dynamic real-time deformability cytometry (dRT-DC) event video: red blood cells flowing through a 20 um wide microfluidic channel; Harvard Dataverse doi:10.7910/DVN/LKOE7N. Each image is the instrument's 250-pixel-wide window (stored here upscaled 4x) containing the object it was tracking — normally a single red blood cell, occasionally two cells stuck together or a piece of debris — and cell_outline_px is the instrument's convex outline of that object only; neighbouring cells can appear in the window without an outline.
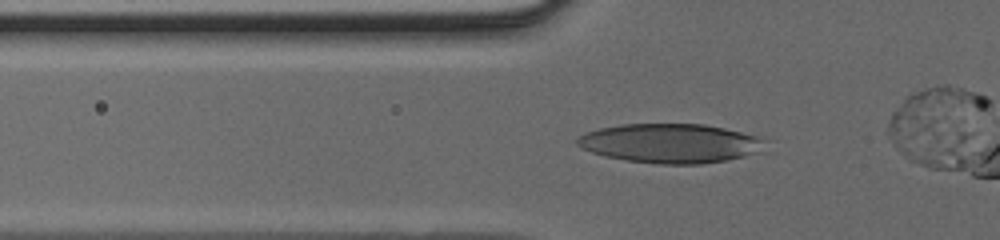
{"species": "human", "species_latin": "Homo sapiens", "temperature_condition": "cold", "stored_images_in_passage": 33, "camera_frame_rate_fps": 3000, "um_per_image_px": 0.085, "donor": {"sex": "male"}, "frame": {"image": 1, "passage_image": 8, "time_ms": 2.333, "image_size_px": [1000, 240], "cell_outline_px": [[768, 152], [724, 160], [700, 164], [656, 164], [624, 160], [604, 156], [592, 152], [576, 144], [576, 140], [580, 136], [588, 132], [600, 128], [624, 124], [704, 124], [724, 128], [756, 136], [760, 140]], "centroid_in_image_um": [57.0, 12.19], "position_along_channel_um": 68.8, "area_um2": 42.89}}
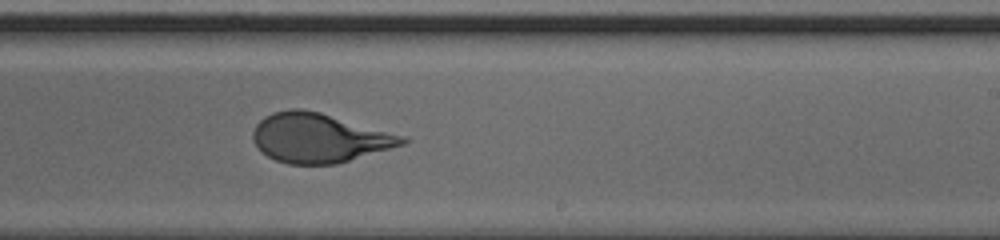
{"frame": {"image": 2, "passage_image": 21, "time_ms": 6.667, "image_size_px": [1000, 240], "cell_outline_px": [[412, 140], [404, 144], [336, 164], [288, 164], [276, 160], [268, 156], [252, 140], [252, 132], [256, 124], [264, 116], [272, 112], [288, 108], [300, 108], [320, 112], [408, 136]], "centroid_in_image_um": [27.15, 11.7], "position_along_channel_um": 261.9, "area_um2": 43.0}}
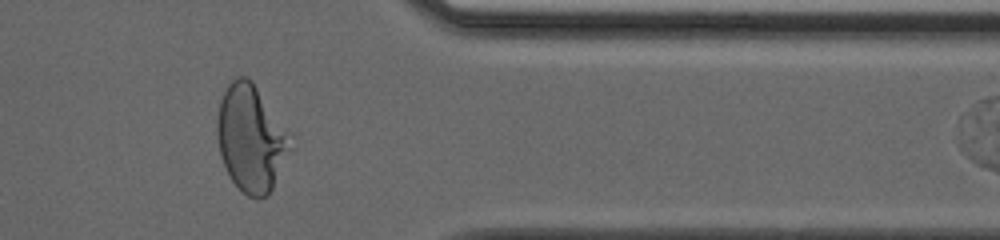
{"frame": {"image": 3, "passage_image": 30, "time_ms": 9.667, "image_size_px": [1000, 240], "cell_outline_px": [[292, 132], [288, 148], [272, 188], [268, 196], [248, 196], [232, 180], [220, 156], [216, 132], [216, 120], [220, 100], [228, 84], [236, 76], [248, 76], [252, 80]], "centroid_in_image_um": [21.31, 11.66], "position_along_channel_um": 390.1, "area_um2": 45.2}}